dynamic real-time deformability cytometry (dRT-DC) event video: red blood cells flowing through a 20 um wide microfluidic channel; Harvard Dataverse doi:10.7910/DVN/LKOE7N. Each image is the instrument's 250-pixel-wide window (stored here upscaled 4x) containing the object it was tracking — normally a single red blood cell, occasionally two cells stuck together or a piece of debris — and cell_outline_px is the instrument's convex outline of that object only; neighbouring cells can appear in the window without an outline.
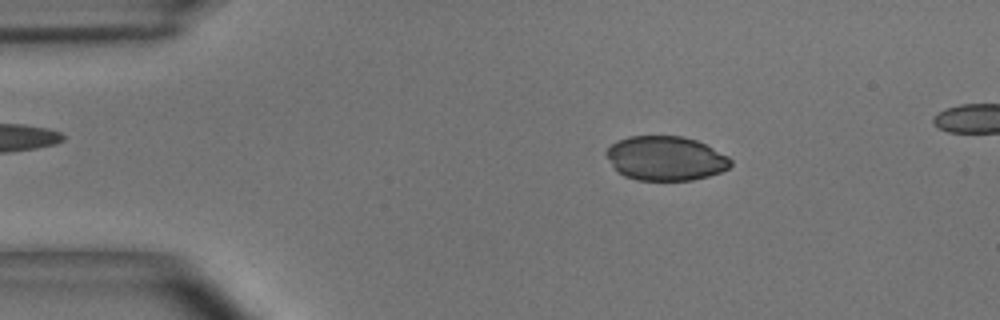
{"species": "common noctule bat (a hibernating species)", "species_latin": "Nyctalus noctula", "temperature_condition": "room temperature", "stored_images_in_passage": 51, "camera_frame_rate_fps": 3000, "um_per_image_px": 0.085, "animal": {"sex": "male", "body_mass_g": 15.6}, "frame": {"image": 1, "passage_image": 8, "time_ms": 2.333, "image_size_px": [1000, 320], "cell_outline_px": [[732, 164], [728, 168], [720, 172], [708, 176], [692, 180], [636, 180], [624, 176], [612, 164], [604, 152], [616, 140], [628, 136], [684, 136], [696, 140], [728, 156], [732, 160]], "centroid_in_image_um": [56.57, 13.45], "position_along_channel_um": 28.4, "area_um2": 32.02}}